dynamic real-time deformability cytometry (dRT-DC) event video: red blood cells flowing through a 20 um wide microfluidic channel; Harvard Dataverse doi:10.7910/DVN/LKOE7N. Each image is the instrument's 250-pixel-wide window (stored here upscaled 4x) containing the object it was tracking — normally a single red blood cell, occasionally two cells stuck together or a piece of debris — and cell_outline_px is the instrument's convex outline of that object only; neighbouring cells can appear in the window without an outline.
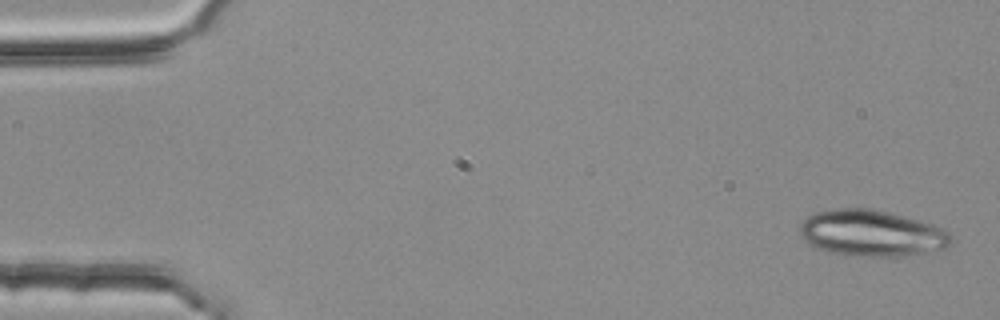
{"species": "common noctule bat (a hibernating species)", "species_latin": "Nyctalus noctula", "temperature_condition": "room temperature", "stored_images_in_passage": 5, "camera_frame_rate_fps": 3000, "um_per_image_px": 0.085, "animal": {"sex": "female", "body_mass_g": 25.1}, "frame": {"image": 1, "passage_image": 1, "time_ms": 0.0, "image_size_px": [1000, 320], "cell_outline_px": [[952, 240], [948, 248], [924, 252], [896, 256], [868, 256], [828, 252], [804, 240], [800, 236], [800, 224], [812, 212], [840, 208], [868, 208], [888, 212], [920, 220], [944, 228], [952, 236]], "centroid_in_image_um": [74.1, 19.8], "position_along_channel_um": 10.9, "area_um2": 40.52}}